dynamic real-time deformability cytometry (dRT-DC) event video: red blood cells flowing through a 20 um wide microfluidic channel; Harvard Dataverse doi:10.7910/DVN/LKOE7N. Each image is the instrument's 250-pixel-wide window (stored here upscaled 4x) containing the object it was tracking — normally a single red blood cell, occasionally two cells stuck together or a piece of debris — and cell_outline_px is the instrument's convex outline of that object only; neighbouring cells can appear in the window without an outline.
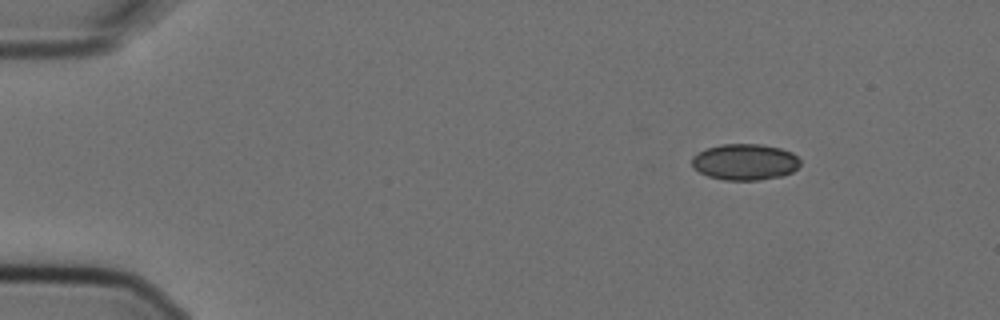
{"species": "Egyptian fruit bat (a non-hibernating species)", "species_latin": "Rousettus aegyptiacus", "temperature_condition": "cold", "stored_images_in_passage": 4, "camera_frame_rate_fps": 3000, "um_per_image_px": 0.085, "animal": {"sex": "female"}, "frame": {"image": 1, "passage_image": 1, "time_ms": 0.0, "image_size_px": [1000, 320], "cell_outline_px": [[800, 164], [792, 172], [780, 176], [760, 180], [724, 180], [708, 176], [692, 168], [692, 156], [704, 148], [720, 144], [760, 144], [780, 148], [792, 152], [800, 160]], "centroid_in_image_um": [63.28, 13.76], "position_along_channel_um": 21.7, "area_um2": 23.0}}